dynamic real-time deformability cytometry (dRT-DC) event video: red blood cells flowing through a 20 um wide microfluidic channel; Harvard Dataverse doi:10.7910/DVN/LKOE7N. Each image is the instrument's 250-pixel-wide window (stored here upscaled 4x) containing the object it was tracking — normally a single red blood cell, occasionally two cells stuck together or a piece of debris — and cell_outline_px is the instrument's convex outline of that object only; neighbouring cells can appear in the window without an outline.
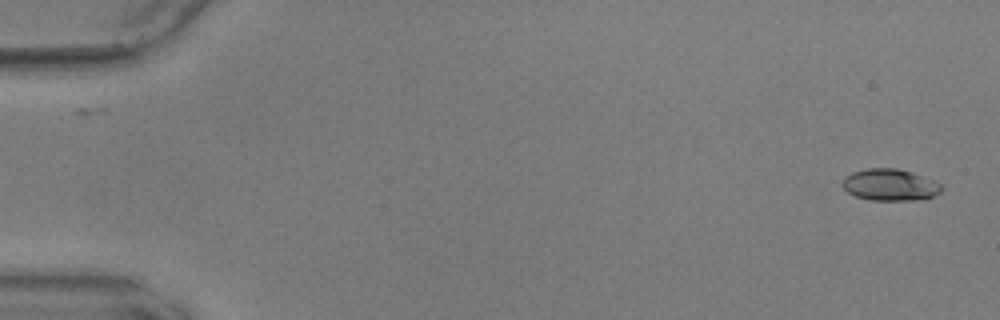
{"species": "common noctule bat (a hibernating species)", "species_latin": "Nyctalus noctula", "temperature_condition": "warm", "stored_images_in_passage": 17, "camera_frame_rate_fps": 3000, "um_per_image_px": 0.085, "animal": {"sex": "male", "body_mass_g": 17.9, "forearm_length_mm": 54.2}, "frame": {"image": 1, "passage_image": 1, "time_ms": 0.0, "image_size_px": [1000, 320], "cell_outline_px": [[944, 188], [940, 192], [924, 200], [868, 200], [856, 196], [848, 192], [840, 184], [844, 176], [852, 172], [868, 168], [896, 168], [912, 172], [932, 180], [940, 184]], "centroid_in_image_um": [75.63, 15.71], "position_along_channel_um": 9.4, "area_um2": 18.44}}
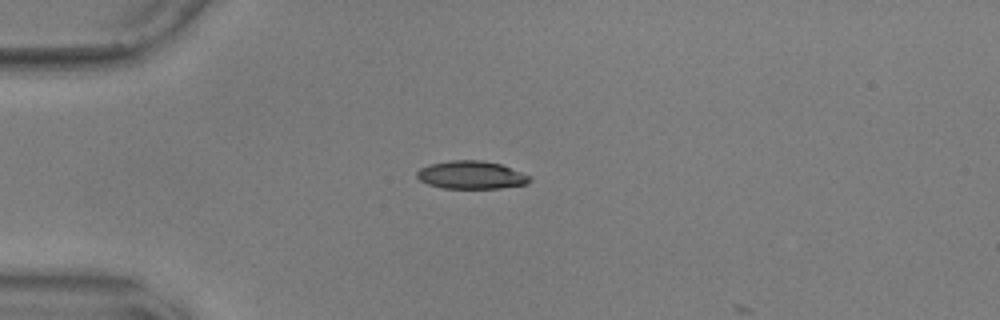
{"frame": {"image": 2, "passage_image": 14, "time_ms": 4.333, "image_size_px": [1000, 320], "cell_outline_px": [[532, 180], [528, 184], [500, 188], [444, 188], [428, 184], [420, 180], [416, 176], [416, 172], [420, 168], [428, 164], [448, 160], [480, 160], [500, 164], [532, 176]], "centroid_in_image_um": [40.06, 14.87], "position_along_channel_um": 44.9, "area_um2": 18.5}}